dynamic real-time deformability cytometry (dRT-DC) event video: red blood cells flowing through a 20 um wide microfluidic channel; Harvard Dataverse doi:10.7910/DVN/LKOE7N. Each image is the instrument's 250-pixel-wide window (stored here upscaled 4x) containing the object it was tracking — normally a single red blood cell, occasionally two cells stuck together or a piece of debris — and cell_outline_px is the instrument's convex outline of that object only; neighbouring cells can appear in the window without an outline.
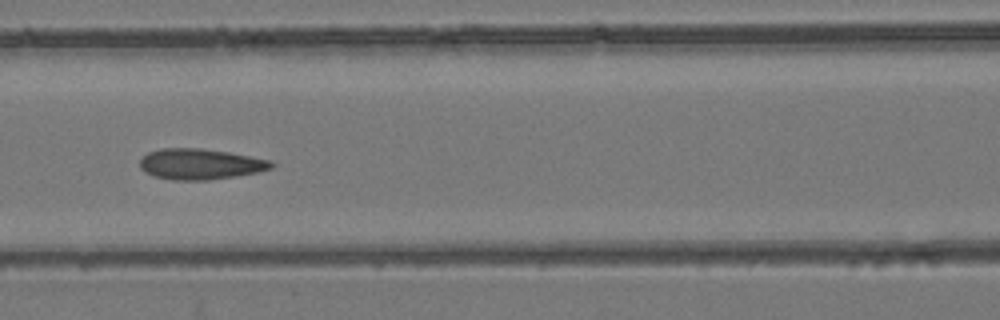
{"species": "common noctule bat (a hibernating species)", "species_latin": "Nyctalus noctula", "temperature_condition": "room temperature", "stored_images_in_passage": 3, "camera_frame_rate_fps": 3000, "um_per_image_px": 0.085, "animal": {"sex": "female", "body_mass_g": 24.6, "forearm_length_mm": 56.2}, "frame": {"image": 1, "passage_image": 3, "time_ms": 0.667, "image_size_px": [1000, 320], "cell_outline_px": [[276, 164], [272, 168], [260, 172], [236, 176], [208, 180], [172, 180], [152, 176], [144, 172], [140, 168], [140, 160], [148, 152], [160, 148], [200, 148], [228, 152], [272, 160]], "centroid_in_image_um": [17.03, 13.95], "position_along_channel_um": 149.6, "area_um2": 23.81}}